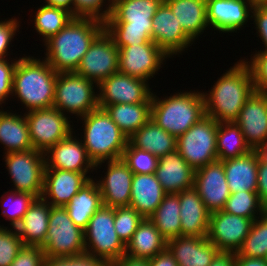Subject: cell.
<instances>
[{
	"label": "cell",
	"mask_w": 267,
	"mask_h": 266,
	"mask_svg": "<svg viewBox=\"0 0 267 266\" xmlns=\"http://www.w3.org/2000/svg\"><path fill=\"white\" fill-rule=\"evenodd\" d=\"M104 30L96 18L73 17L56 35L43 44L45 59L57 72H75L94 39Z\"/></svg>",
	"instance_id": "obj_1"
},
{
	"label": "cell",
	"mask_w": 267,
	"mask_h": 266,
	"mask_svg": "<svg viewBox=\"0 0 267 266\" xmlns=\"http://www.w3.org/2000/svg\"><path fill=\"white\" fill-rule=\"evenodd\" d=\"M228 69L209 91H202L205 115L218 123L235 122L247 98L255 90L251 70L244 60L240 58Z\"/></svg>",
	"instance_id": "obj_2"
},
{
	"label": "cell",
	"mask_w": 267,
	"mask_h": 266,
	"mask_svg": "<svg viewBox=\"0 0 267 266\" xmlns=\"http://www.w3.org/2000/svg\"><path fill=\"white\" fill-rule=\"evenodd\" d=\"M163 0H112L105 31L118 48L152 41V17Z\"/></svg>",
	"instance_id": "obj_3"
},
{
	"label": "cell",
	"mask_w": 267,
	"mask_h": 266,
	"mask_svg": "<svg viewBox=\"0 0 267 266\" xmlns=\"http://www.w3.org/2000/svg\"><path fill=\"white\" fill-rule=\"evenodd\" d=\"M23 55L14 69L12 98L25 112L53 107L57 72L43 58Z\"/></svg>",
	"instance_id": "obj_4"
},
{
	"label": "cell",
	"mask_w": 267,
	"mask_h": 266,
	"mask_svg": "<svg viewBox=\"0 0 267 266\" xmlns=\"http://www.w3.org/2000/svg\"><path fill=\"white\" fill-rule=\"evenodd\" d=\"M161 98L153 92L150 118L176 138L205 116L202 91L180 90Z\"/></svg>",
	"instance_id": "obj_5"
},
{
	"label": "cell",
	"mask_w": 267,
	"mask_h": 266,
	"mask_svg": "<svg viewBox=\"0 0 267 266\" xmlns=\"http://www.w3.org/2000/svg\"><path fill=\"white\" fill-rule=\"evenodd\" d=\"M78 120L84 127L81 141L94 164L122 159L128 138L104 108L97 107Z\"/></svg>",
	"instance_id": "obj_6"
},
{
	"label": "cell",
	"mask_w": 267,
	"mask_h": 266,
	"mask_svg": "<svg viewBox=\"0 0 267 266\" xmlns=\"http://www.w3.org/2000/svg\"><path fill=\"white\" fill-rule=\"evenodd\" d=\"M96 89V83L75 72L57 73L53 107L68 117L85 116L99 107Z\"/></svg>",
	"instance_id": "obj_7"
},
{
	"label": "cell",
	"mask_w": 267,
	"mask_h": 266,
	"mask_svg": "<svg viewBox=\"0 0 267 266\" xmlns=\"http://www.w3.org/2000/svg\"><path fill=\"white\" fill-rule=\"evenodd\" d=\"M217 127L218 122L205 115L177 137L176 150L194 170L218 160Z\"/></svg>",
	"instance_id": "obj_8"
},
{
	"label": "cell",
	"mask_w": 267,
	"mask_h": 266,
	"mask_svg": "<svg viewBox=\"0 0 267 266\" xmlns=\"http://www.w3.org/2000/svg\"><path fill=\"white\" fill-rule=\"evenodd\" d=\"M85 252L103 258L109 265L125 254V245L114 228V208L102 205L84 230Z\"/></svg>",
	"instance_id": "obj_9"
},
{
	"label": "cell",
	"mask_w": 267,
	"mask_h": 266,
	"mask_svg": "<svg viewBox=\"0 0 267 266\" xmlns=\"http://www.w3.org/2000/svg\"><path fill=\"white\" fill-rule=\"evenodd\" d=\"M4 155L5 167L14 185L11 190L42 198L46 167L44 152L30 149Z\"/></svg>",
	"instance_id": "obj_10"
},
{
	"label": "cell",
	"mask_w": 267,
	"mask_h": 266,
	"mask_svg": "<svg viewBox=\"0 0 267 266\" xmlns=\"http://www.w3.org/2000/svg\"><path fill=\"white\" fill-rule=\"evenodd\" d=\"M41 249L45 256H74L85 252L84 230L75 225L64 207L51 206L48 232Z\"/></svg>",
	"instance_id": "obj_11"
},
{
	"label": "cell",
	"mask_w": 267,
	"mask_h": 266,
	"mask_svg": "<svg viewBox=\"0 0 267 266\" xmlns=\"http://www.w3.org/2000/svg\"><path fill=\"white\" fill-rule=\"evenodd\" d=\"M33 149L46 152L51 146L69 137L74 131L71 117L50 107L25 112ZM72 124H71V123Z\"/></svg>",
	"instance_id": "obj_12"
},
{
	"label": "cell",
	"mask_w": 267,
	"mask_h": 266,
	"mask_svg": "<svg viewBox=\"0 0 267 266\" xmlns=\"http://www.w3.org/2000/svg\"><path fill=\"white\" fill-rule=\"evenodd\" d=\"M119 48L105 29L94 39L75 71L99 85L118 72Z\"/></svg>",
	"instance_id": "obj_13"
},
{
	"label": "cell",
	"mask_w": 267,
	"mask_h": 266,
	"mask_svg": "<svg viewBox=\"0 0 267 266\" xmlns=\"http://www.w3.org/2000/svg\"><path fill=\"white\" fill-rule=\"evenodd\" d=\"M169 58L153 41L123 46L119 48L118 72L149 82Z\"/></svg>",
	"instance_id": "obj_14"
},
{
	"label": "cell",
	"mask_w": 267,
	"mask_h": 266,
	"mask_svg": "<svg viewBox=\"0 0 267 266\" xmlns=\"http://www.w3.org/2000/svg\"><path fill=\"white\" fill-rule=\"evenodd\" d=\"M148 81L117 72L104 79L98 89L100 108L119 103H152L153 91Z\"/></svg>",
	"instance_id": "obj_15"
},
{
	"label": "cell",
	"mask_w": 267,
	"mask_h": 266,
	"mask_svg": "<svg viewBox=\"0 0 267 266\" xmlns=\"http://www.w3.org/2000/svg\"><path fill=\"white\" fill-rule=\"evenodd\" d=\"M103 163L107 169L104 176L95 178L102 195L103 205L108 207L129 206L134 173L123 159L104 161L95 164V170L101 169Z\"/></svg>",
	"instance_id": "obj_16"
},
{
	"label": "cell",
	"mask_w": 267,
	"mask_h": 266,
	"mask_svg": "<svg viewBox=\"0 0 267 266\" xmlns=\"http://www.w3.org/2000/svg\"><path fill=\"white\" fill-rule=\"evenodd\" d=\"M253 220L227 212L210 213L208 240L220 252L236 253L249 234Z\"/></svg>",
	"instance_id": "obj_17"
},
{
	"label": "cell",
	"mask_w": 267,
	"mask_h": 266,
	"mask_svg": "<svg viewBox=\"0 0 267 266\" xmlns=\"http://www.w3.org/2000/svg\"><path fill=\"white\" fill-rule=\"evenodd\" d=\"M151 34L152 41L170 58L182 55L194 43L164 1L161 2L152 17Z\"/></svg>",
	"instance_id": "obj_18"
},
{
	"label": "cell",
	"mask_w": 267,
	"mask_h": 266,
	"mask_svg": "<svg viewBox=\"0 0 267 266\" xmlns=\"http://www.w3.org/2000/svg\"><path fill=\"white\" fill-rule=\"evenodd\" d=\"M235 123L251 150L267 142V92L257 91L247 98Z\"/></svg>",
	"instance_id": "obj_19"
},
{
	"label": "cell",
	"mask_w": 267,
	"mask_h": 266,
	"mask_svg": "<svg viewBox=\"0 0 267 266\" xmlns=\"http://www.w3.org/2000/svg\"><path fill=\"white\" fill-rule=\"evenodd\" d=\"M252 9L248 0H206L208 27L219 33H237L247 26Z\"/></svg>",
	"instance_id": "obj_20"
},
{
	"label": "cell",
	"mask_w": 267,
	"mask_h": 266,
	"mask_svg": "<svg viewBox=\"0 0 267 266\" xmlns=\"http://www.w3.org/2000/svg\"><path fill=\"white\" fill-rule=\"evenodd\" d=\"M194 189L210 213L223 210L230 191L223 161H215L195 170Z\"/></svg>",
	"instance_id": "obj_21"
},
{
	"label": "cell",
	"mask_w": 267,
	"mask_h": 266,
	"mask_svg": "<svg viewBox=\"0 0 267 266\" xmlns=\"http://www.w3.org/2000/svg\"><path fill=\"white\" fill-rule=\"evenodd\" d=\"M74 133L51 146L44 153L45 169H62L81 173L95 171V164L89 158L80 137Z\"/></svg>",
	"instance_id": "obj_22"
},
{
	"label": "cell",
	"mask_w": 267,
	"mask_h": 266,
	"mask_svg": "<svg viewBox=\"0 0 267 266\" xmlns=\"http://www.w3.org/2000/svg\"><path fill=\"white\" fill-rule=\"evenodd\" d=\"M62 169H45L42 198L52 207H65L93 176Z\"/></svg>",
	"instance_id": "obj_23"
},
{
	"label": "cell",
	"mask_w": 267,
	"mask_h": 266,
	"mask_svg": "<svg viewBox=\"0 0 267 266\" xmlns=\"http://www.w3.org/2000/svg\"><path fill=\"white\" fill-rule=\"evenodd\" d=\"M168 251L179 266H209L220 253L207 237L178 236L167 240Z\"/></svg>",
	"instance_id": "obj_24"
},
{
	"label": "cell",
	"mask_w": 267,
	"mask_h": 266,
	"mask_svg": "<svg viewBox=\"0 0 267 266\" xmlns=\"http://www.w3.org/2000/svg\"><path fill=\"white\" fill-rule=\"evenodd\" d=\"M155 175L167 194H178L194 187L195 170L177 150L158 158Z\"/></svg>",
	"instance_id": "obj_25"
},
{
	"label": "cell",
	"mask_w": 267,
	"mask_h": 266,
	"mask_svg": "<svg viewBox=\"0 0 267 266\" xmlns=\"http://www.w3.org/2000/svg\"><path fill=\"white\" fill-rule=\"evenodd\" d=\"M181 236L207 237L210 212L193 188L179 193Z\"/></svg>",
	"instance_id": "obj_26"
},
{
	"label": "cell",
	"mask_w": 267,
	"mask_h": 266,
	"mask_svg": "<svg viewBox=\"0 0 267 266\" xmlns=\"http://www.w3.org/2000/svg\"><path fill=\"white\" fill-rule=\"evenodd\" d=\"M258 156L254 150L223 161L230 194L242 191L257 192Z\"/></svg>",
	"instance_id": "obj_27"
},
{
	"label": "cell",
	"mask_w": 267,
	"mask_h": 266,
	"mask_svg": "<svg viewBox=\"0 0 267 266\" xmlns=\"http://www.w3.org/2000/svg\"><path fill=\"white\" fill-rule=\"evenodd\" d=\"M51 205L43 198H36L15 227L24 246H42L48 232Z\"/></svg>",
	"instance_id": "obj_28"
},
{
	"label": "cell",
	"mask_w": 267,
	"mask_h": 266,
	"mask_svg": "<svg viewBox=\"0 0 267 266\" xmlns=\"http://www.w3.org/2000/svg\"><path fill=\"white\" fill-rule=\"evenodd\" d=\"M166 194L155 173L134 174L129 206L142 217L149 218Z\"/></svg>",
	"instance_id": "obj_29"
},
{
	"label": "cell",
	"mask_w": 267,
	"mask_h": 266,
	"mask_svg": "<svg viewBox=\"0 0 267 266\" xmlns=\"http://www.w3.org/2000/svg\"><path fill=\"white\" fill-rule=\"evenodd\" d=\"M0 109V143L6 153L33 149L25 114ZM15 112V113H14Z\"/></svg>",
	"instance_id": "obj_30"
},
{
	"label": "cell",
	"mask_w": 267,
	"mask_h": 266,
	"mask_svg": "<svg viewBox=\"0 0 267 266\" xmlns=\"http://www.w3.org/2000/svg\"><path fill=\"white\" fill-rule=\"evenodd\" d=\"M184 32L195 42L208 30L206 0H163Z\"/></svg>",
	"instance_id": "obj_31"
},
{
	"label": "cell",
	"mask_w": 267,
	"mask_h": 266,
	"mask_svg": "<svg viewBox=\"0 0 267 266\" xmlns=\"http://www.w3.org/2000/svg\"><path fill=\"white\" fill-rule=\"evenodd\" d=\"M128 142L141 150L155 155L157 158L176 150L177 138L158 126L151 118L132 136Z\"/></svg>",
	"instance_id": "obj_32"
},
{
	"label": "cell",
	"mask_w": 267,
	"mask_h": 266,
	"mask_svg": "<svg viewBox=\"0 0 267 266\" xmlns=\"http://www.w3.org/2000/svg\"><path fill=\"white\" fill-rule=\"evenodd\" d=\"M166 247L167 240L149 218H144L125 246V254L135 258L151 259L163 252Z\"/></svg>",
	"instance_id": "obj_33"
},
{
	"label": "cell",
	"mask_w": 267,
	"mask_h": 266,
	"mask_svg": "<svg viewBox=\"0 0 267 266\" xmlns=\"http://www.w3.org/2000/svg\"><path fill=\"white\" fill-rule=\"evenodd\" d=\"M103 205L102 195L95 179H91L64 207L76 226L85 230L92 215Z\"/></svg>",
	"instance_id": "obj_34"
},
{
	"label": "cell",
	"mask_w": 267,
	"mask_h": 266,
	"mask_svg": "<svg viewBox=\"0 0 267 266\" xmlns=\"http://www.w3.org/2000/svg\"><path fill=\"white\" fill-rule=\"evenodd\" d=\"M120 130L129 138L151 117V103H119L103 107Z\"/></svg>",
	"instance_id": "obj_35"
},
{
	"label": "cell",
	"mask_w": 267,
	"mask_h": 266,
	"mask_svg": "<svg viewBox=\"0 0 267 266\" xmlns=\"http://www.w3.org/2000/svg\"><path fill=\"white\" fill-rule=\"evenodd\" d=\"M149 219L166 240L181 236L179 193L166 194Z\"/></svg>",
	"instance_id": "obj_36"
},
{
	"label": "cell",
	"mask_w": 267,
	"mask_h": 266,
	"mask_svg": "<svg viewBox=\"0 0 267 266\" xmlns=\"http://www.w3.org/2000/svg\"><path fill=\"white\" fill-rule=\"evenodd\" d=\"M216 145L219 161L233 159L251 151L235 122L218 123Z\"/></svg>",
	"instance_id": "obj_37"
},
{
	"label": "cell",
	"mask_w": 267,
	"mask_h": 266,
	"mask_svg": "<svg viewBox=\"0 0 267 266\" xmlns=\"http://www.w3.org/2000/svg\"><path fill=\"white\" fill-rule=\"evenodd\" d=\"M35 11V16L30 22L38 35L42 36L43 43L51 36L56 35L74 17L65 9L41 5Z\"/></svg>",
	"instance_id": "obj_38"
},
{
	"label": "cell",
	"mask_w": 267,
	"mask_h": 266,
	"mask_svg": "<svg viewBox=\"0 0 267 266\" xmlns=\"http://www.w3.org/2000/svg\"><path fill=\"white\" fill-rule=\"evenodd\" d=\"M235 256L266 258L267 256V214L253 220L249 234Z\"/></svg>",
	"instance_id": "obj_39"
},
{
	"label": "cell",
	"mask_w": 267,
	"mask_h": 266,
	"mask_svg": "<svg viewBox=\"0 0 267 266\" xmlns=\"http://www.w3.org/2000/svg\"><path fill=\"white\" fill-rule=\"evenodd\" d=\"M223 211L255 220L265 213V205L257 192L242 191L230 194Z\"/></svg>",
	"instance_id": "obj_40"
},
{
	"label": "cell",
	"mask_w": 267,
	"mask_h": 266,
	"mask_svg": "<svg viewBox=\"0 0 267 266\" xmlns=\"http://www.w3.org/2000/svg\"><path fill=\"white\" fill-rule=\"evenodd\" d=\"M3 194L0 200L2 204L0 206L1 208L3 207L1 214L6 218L5 220L10 222V227L15 228L21 222L24 214L36 197L29 193H22L14 190H9V192L7 191Z\"/></svg>",
	"instance_id": "obj_41"
},
{
	"label": "cell",
	"mask_w": 267,
	"mask_h": 266,
	"mask_svg": "<svg viewBox=\"0 0 267 266\" xmlns=\"http://www.w3.org/2000/svg\"><path fill=\"white\" fill-rule=\"evenodd\" d=\"M143 219L144 217L130 206L114 208V228L117 236L125 246L131 240Z\"/></svg>",
	"instance_id": "obj_42"
},
{
	"label": "cell",
	"mask_w": 267,
	"mask_h": 266,
	"mask_svg": "<svg viewBox=\"0 0 267 266\" xmlns=\"http://www.w3.org/2000/svg\"><path fill=\"white\" fill-rule=\"evenodd\" d=\"M122 159L134 174L155 173L158 164V158L155 155L133 147L129 142L124 150Z\"/></svg>",
	"instance_id": "obj_43"
},
{
	"label": "cell",
	"mask_w": 267,
	"mask_h": 266,
	"mask_svg": "<svg viewBox=\"0 0 267 266\" xmlns=\"http://www.w3.org/2000/svg\"><path fill=\"white\" fill-rule=\"evenodd\" d=\"M23 246L15 228L0 224V266H10Z\"/></svg>",
	"instance_id": "obj_44"
},
{
	"label": "cell",
	"mask_w": 267,
	"mask_h": 266,
	"mask_svg": "<svg viewBox=\"0 0 267 266\" xmlns=\"http://www.w3.org/2000/svg\"><path fill=\"white\" fill-rule=\"evenodd\" d=\"M111 7L112 0H73V16L96 18L104 22L110 15Z\"/></svg>",
	"instance_id": "obj_45"
},
{
	"label": "cell",
	"mask_w": 267,
	"mask_h": 266,
	"mask_svg": "<svg viewBox=\"0 0 267 266\" xmlns=\"http://www.w3.org/2000/svg\"><path fill=\"white\" fill-rule=\"evenodd\" d=\"M252 53L250 59L244 57L242 60L251 70L254 89L267 92V52L255 49V53Z\"/></svg>",
	"instance_id": "obj_46"
},
{
	"label": "cell",
	"mask_w": 267,
	"mask_h": 266,
	"mask_svg": "<svg viewBox=\"0 0 267 266\" xmlns=\"http://www.w3.org/2000/svg\"><path fill=\"white\" fill-rule=\"evenodd\" d=\"M45 266H110L103 258L84 252L74 256H45Z\"/></svg>",
	"instance_id": "obj_47"
},
{
	"label": "cell",
	"mask_w": 267,
	"mask_h": 266,
	"mask_svg": "<svg viewBox=\"0 0 267 266\" xmlns=\"http://www.w3.org/2000/svg\"><path fill=\"white\" fill-rule=\"evenodd\" d=\"M15 58L13 60L11 58V61H9L10 58L0 59V108L9 98H12L13 73L19 59Z\"/></svg>",
	"instance_id": "obj_48"
},
{
	"label": "cell",
	"mask_w": 267,
	"mask_h": 266,
	"mask_svg": "<svg viewBox=\"0 0 267 266\" xmlns=\"http://www.w3.org/2000/svg\"><path fill=\"white\" fill-rule=\"evenodd\" d=\"M19 17H11L9 19L0 20V59L8 58L10 52V44L14 41V36L19 32L20 20Z\"/></svg>",
	"instance_id": "obj_49"
},
{
	"label": "cell",
	"mask_w": 267,
	"mask_h": 266,
	"mask_svg": "<svg viewBox=\"0 0 267 266\" xmlns=\"http://www.w3.org/2000/svg\"><path fill=\"white\" fill-rule=\"evenodd\" d=\"M10 266H45V254L40 246H23Z\"/></svg>",
	"instance_id": "obj_50"
},
{
	"label": "cell",
	"mask_w": 267,
	"mask_h": 266,
	"mask_svg": "<svg viewBox=\"0 0 267 266\" xmlns=\"http://www.w3.org/2000/svg\"><path fill=\"white\" fill-rule=\"evenodd\" d=\"M252 24L256 29V37H259L264 44L263 50L267 52V5L266 6H255L252 9L251 15Z\"/></svg>",
	"instance_id": "obj_51"
},
{
	"label": "cell",
	"mask_w": 267,
	"mask_h": 266,
	"mask_svg": "<svg viewBox=\"0 0 267 266\" xmlns=\"http://www.w3.org/2000/svg\"><path fill=\"white\" fill-rule=\"evenodd\" d=\"M257 194L260 201L267 204V163L259 161L257 173Z\"/></svg>",
	"instance_id": "obj_52"
},
{
	"label": "cell",
	"mask_w": 267,
	"mask_h": 266,
	"mask_svg": "<svg viewBox=\"0 0 267 266\" xmlns=\"http://www.w3.org/2000/svg\"><path fill=\"white\" fill-rule=\"evenodd\" d=\"M149 266H179L173 255L166 248L163 252L149 259Z\"/></svg>",
	"instance_id": "obj_53"
},
{
	"label": "cell",
	"mask_w": 267,
	"mask_h": 266,
	"mask_svg": "<svg viewBox=\"0 0 267 266\" xmlns=\"http://www.w3.org/2000/svg\"><path fill=\"white\" fill-rule=\"evenodd\" d=\"M110 266H149V259L135 258L124 254L120 259L112 262Z\"/></svg>",
	"instance_id": "obj_54"
},
{
	"label": "cell",
	"mask_w": 267,
	"mask_h": 266,
	"mask_svg": "<svg viewBox=\"0 0 267 266\" xmlns=\"http://www.w3.org/2000/svg\"><path fill=\"white\" fill-rule=\"evenodd\" d=\"M209 266H236L234 252H220Z\"/></svg>",
	"instance_id": "obj_55"
},
{
	"label": "cell",
	"mask_w": 267,
	"mask_h": 266,
	"mask_svg": "<svg viewBox=\"0 0 267 266\" xmlns=\"http://www.w3.org/2000/svg\"><path fill=\"white\" fill-rule=\"evenodd\" d=\"M236 266H267L265 258H248L245 256H236Z\"/></svg>",
	"instance_id": "obj_56"
},
{
	"label": "cell",
	"mask_w": 267,
	"mask_h": 266,
	"mask_svg": "<svg viewBox=\"0 0 267 266\" xmlns=\"http://www.w3.org/2000/svg\"><path fill=\"white\" fill-rule=\"evenodd\" d=\"M43 5L67 10L73 15V0H44Z\"/></svg>",
	"instance_id": "obj_57"
},
{
	"label": "cell",
	"mask_w": 267,
	"mask_h": 266,
	"mask_svg": "<svg viewBox=\"0 0 267 266\" xmlns=\"http://www.w3.org/2000/svg\"><path fill=\"white\" fill-rule=\"evenodd\" d=\"M254 151L260 162L267 163V142L264 145L258 146Z\"/></svg>",
	"instance_id": "obj_58"
},
{
	"label": "cell",
	"mask_w": 267,
	"mask_h": 266,
	"mask_svg": "<svg viewBox=\"0 0 267 266\" xmlns=\"http://www.w3.org/2000/svg\"><path fill=\"white\" fill-rule=\"evenodd\" d=\"M248 1L253 7L267 5V0H248Z\"/></svg>",
	"instance_id": "obj_59"
},
{
	"label": "cell",
	"mask_w": 267,
	"mask_h": 266,
	"mask_svg": "<svg viewBox=\"0 0 267 266\" xmlns=\"http://www.w3.org/2000/svg\"><path fill=\"white\" fill-rule=\"evenodd\" d=\"M265 213L267 214V204L265 205Z\"/></svg>",
	"instance_id": "obj_60"
}]
</instances>
